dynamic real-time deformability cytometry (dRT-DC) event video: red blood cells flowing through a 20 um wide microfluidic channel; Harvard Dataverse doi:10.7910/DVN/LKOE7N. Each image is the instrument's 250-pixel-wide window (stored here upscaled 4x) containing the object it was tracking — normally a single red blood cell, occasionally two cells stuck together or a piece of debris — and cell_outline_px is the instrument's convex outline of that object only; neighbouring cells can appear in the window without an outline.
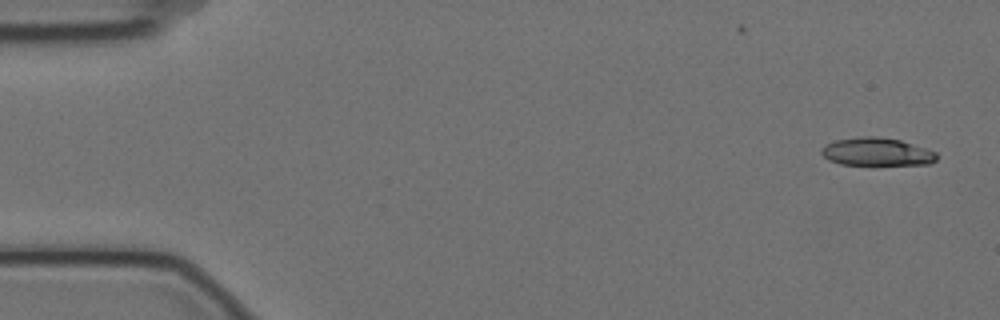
{"species": "Egyptian fruit bat (a non-hibernating species)", "species_latin": "Rousettus aegyptiacus", "temperature_condition": "cold", "stored_images_in_passage": 6, "camera_frame_rate_fps": 3000, "um_per_image_px": 0.085, "animal": {"sex": "female"}, "frame": {"image": 1, "passage_image": 1, "time_ms": 0.0, "image_size_px": [1000, 320], "cell_outline_px": [[936, 160], [928, 164], [876, 168], [840, 164], [828, 160], [820, 152], [820, 148], [836, 140], [860, 136], [876, 136], [900, 140], [936, 152]], "centroid_in_image_um": [74.51, 12.97], "position_along_channel_um": 10.5, "area_um2": 19.77}}
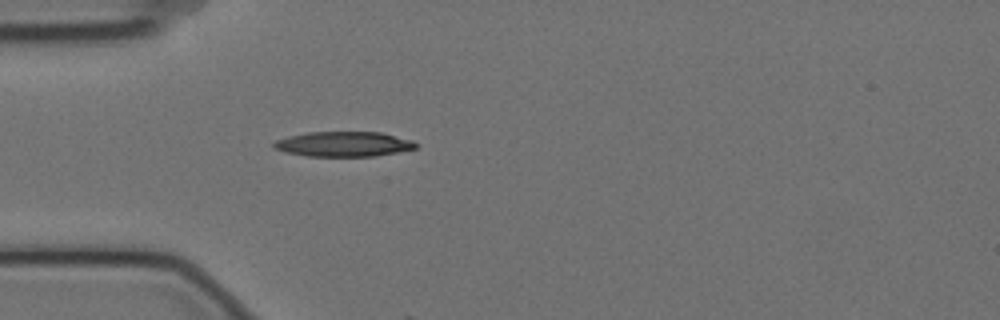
{"frame": {"image": 2, "passage_image": 5, "time_ms": 1.333, "image_size_px": [1000, 320], "cell_outline_px": [[416, 148], [376, 156], [308, 156], [284, 152], [272, 148], [272, 144], [276, 140], [288, 136], [308, 132], [380, 132], [412, 140], [416, 144]], "centroid_in_image_um": [29.15, 12.25], "position_along_channel_um": 55.8, "area_um2": 20.63}}